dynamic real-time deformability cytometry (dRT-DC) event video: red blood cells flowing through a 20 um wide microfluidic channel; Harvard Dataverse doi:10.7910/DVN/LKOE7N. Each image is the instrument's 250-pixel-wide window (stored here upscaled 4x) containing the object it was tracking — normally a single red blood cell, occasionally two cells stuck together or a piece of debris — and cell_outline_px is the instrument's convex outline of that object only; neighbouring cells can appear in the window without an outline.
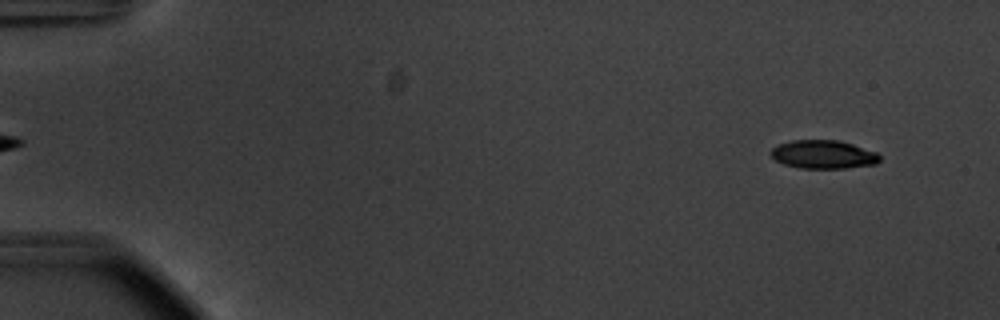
{"species": "common noctule bat (a hibernating species)", "species_latin": "Nyctalus noctula", "temperature_condition": "warm", "stored_images_in_passage": 55, "camera_frame_rate_fps": 3000, "um_per_image_px": 0.085, "animal": {"sex": "male", "body_mass_g": 20.1, "forearm_length_mm": 53.5}, "frame": {"image": 1, "passage_image": 4, "time_ms": 1.0, "image_size_px": [1000, 320], "cell_outline_px": [[880, 160], [876, 164], [844, 168], [800, 168], [784, 164], [776, 160], [768, 152], [772, 148], [780, 144], [792, 140], [840, 140], [876, 152], [880, 156]], "centroid_in_image_um": [69.98, 13.12], "position_along_channel_um": 15.0, "area_um2": 17.98}}
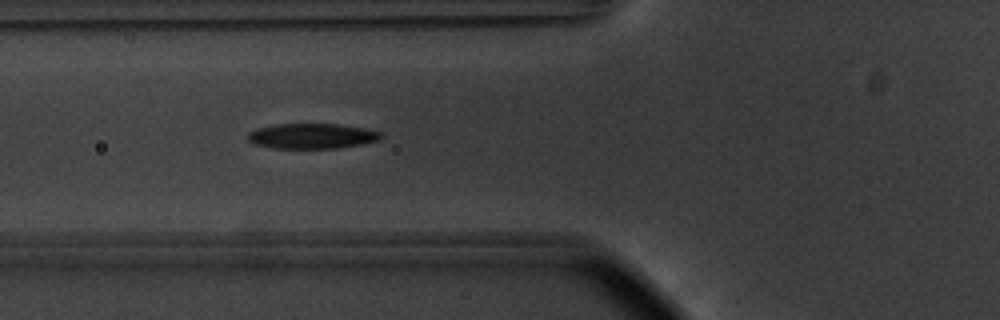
{"frame": {"image": 2, "passage_image": 21, "time_ms": 6.667, "image_size_px": [1000, 320], "cell_outline_px": [[384, 136], [380, 140], [360, 144], [336, 148], [272, 148], [256, 144], [248, 140], [248, 132], [256, 128], [276, 124], [336, 124], [368, 128], [380, 132]], "centroid_in_image_um": [26.53, 11.55], "position_along_channel_um": 99.3, "area_um2": 19.59}}
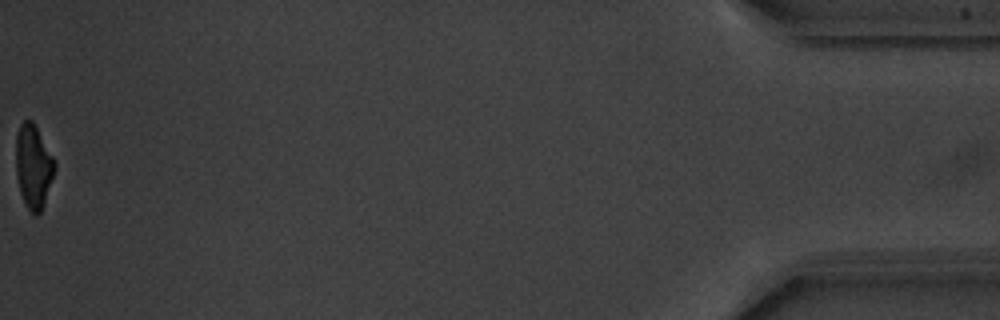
{"frame": {"image": 3, "passage_image": 55, "time_ms": 18.0, "image_size_px": [1000, 320], "cell_outline_px": [[56, 168], [40, 212], [36, 216], [28, 208], [20, 192], [16, 172], [16, 136], [20, 124], [24, 120], [32, 120], [52, 156], [56, 164]], "centroid_in_image_um": [2.82, 14.12], "position_along_channel_um": 432.4, "area_um2": 18.44}, "authors_computed_cell_mechanics": {"area_um2": 19.7676, "velocity_mm_per_s": 3.7411, "shape_relaxation_time_tau1_ms": 2.398, "shape_relaxation_time_tau2_ms": 7.4564, "deformation_change_tau1": 0.1553, "deformation_change_tau2": 0.1416}}